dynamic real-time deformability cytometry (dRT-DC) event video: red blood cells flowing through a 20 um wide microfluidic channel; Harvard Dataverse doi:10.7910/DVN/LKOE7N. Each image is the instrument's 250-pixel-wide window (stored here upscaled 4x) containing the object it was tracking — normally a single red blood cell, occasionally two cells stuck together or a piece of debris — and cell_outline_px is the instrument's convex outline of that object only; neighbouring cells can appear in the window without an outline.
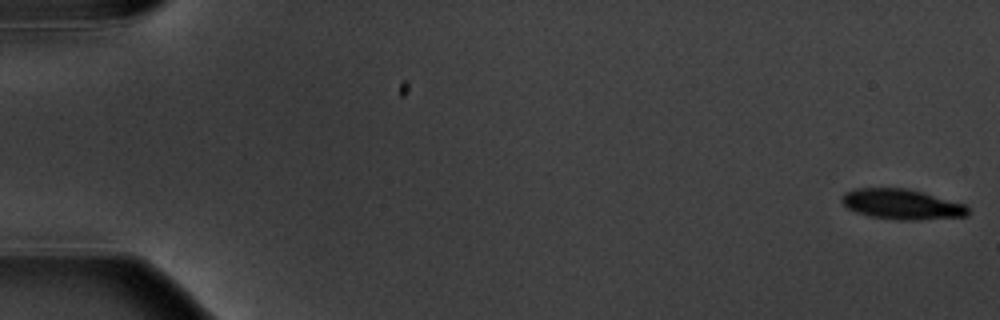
{"species": "common noctule bat (a hibernating species)", "species_latin": "Nyctalus noctula", "temperature_condition": "warm", "stored_images_in_passage": 6, "segment_of_instrument_passage": [1, 2], "camera_frame_rate_fps": 3000, "um_per_image_px": 0.085, "animal": {"sex": "male", "body_mass_g": 20.1, "forearm_length_mm": 53.5}, "frame": {"image": 1, "passage_image": 1, "time_ms": 0.0, "image_size_px": [1000, 320], "cell_outline_px": [[968, 216], [916, 220], [896, 220], [868, 216], [856, 212], [848, 208], [840, 200], [844, 192], [856, 188], [908, 188], [924, 192], [964, 204], [968, 208]], "centroid_in_image_um": [76.63, 17.36], "position_along_channel_um": 8.4, "area_um2": 22.37}}
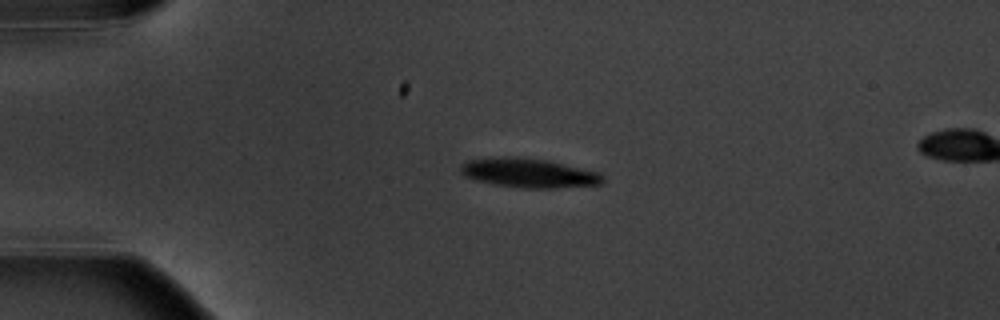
{"frame": {"image": 2, "passage_image": 4, "time_ms": 4.333, "image_size_px": [1000, 320], "cell_outline_px": [[604, 180], [600, 184], [556, 188], [524, 188], [492, 184], [476, 180], [464, 176], [460, 172], [460, 164], [468, 160], [492, 156], [516, 156], [548, 160], [600, 172], [604, 176]], "centroid_in_image_um": [44.91, 14.68], "position_along_channel_um": 40.1, "area_um2": 24.62}}